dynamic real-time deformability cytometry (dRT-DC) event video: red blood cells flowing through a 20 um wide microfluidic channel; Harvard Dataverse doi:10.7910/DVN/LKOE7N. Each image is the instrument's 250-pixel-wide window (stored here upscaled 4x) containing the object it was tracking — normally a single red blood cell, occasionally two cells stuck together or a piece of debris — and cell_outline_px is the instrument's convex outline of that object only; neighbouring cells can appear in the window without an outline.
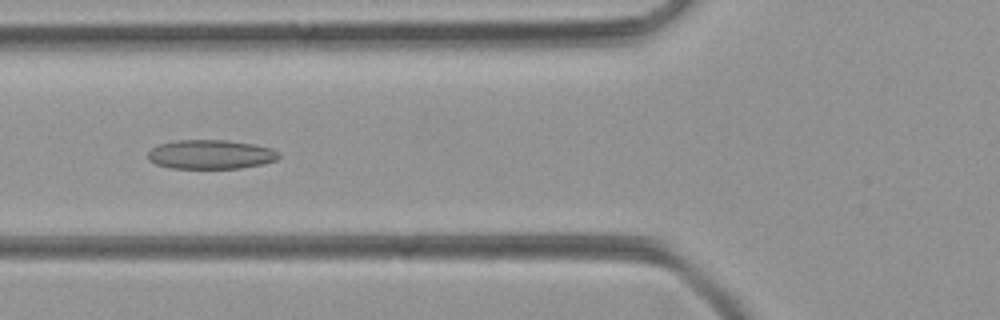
{"species": "common noctule bat (a hibernating species)", "species_latin": "Nyctalus noctula", "temperature_condition": "room temperature", "stored_images_in_passage": 40, "camera_frame_rate_fps": 3000, "um_per_image_px": 0.085, "animal": {"sex": "female", "body_mass_g": 21.9}, "frame": {"image": 1, "passage_image": 9, "time_ms": 2.667, "image_size_px": [1000, 320], "cell_outline_px": [[280, 156], [276, 160], [260, 164], [240, 168], [172, 168], [156, 164], [148, 160], [148, 152], [152, 148], [160, 144], [176, 140], [228, 140], [256, 144], [272, 148], [280, 152]], "centroid_in_image_um": [17.93, 13.12], "position_along_channel_um": 107.9, "area_um2": 22.31}}
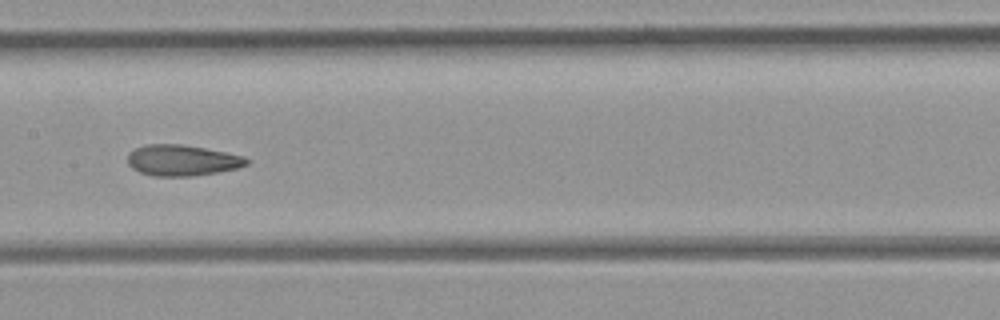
{"frame": {"image": 2, "passage_image": 15, "time_ms": 4.667, "image_size_px": [1000, 320], "cell_outline_px": [[248, 164], [236, 168], [216, 172], [192, 176], [152, 176], [140, 172], [132, 168], [128, 164], [128, 152], [136, 148], [148, 144], [180, 144], [204, 148], [244, 156], [248, 160]], "centroid_in_image_um": [15.44, 13.63], "position_along_channel_um": 192.0, "area_um2": 21.27}}
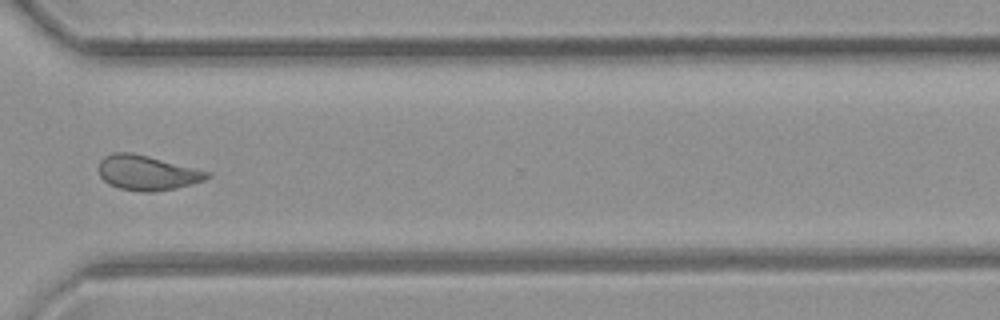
{"frame": {"image": 3, "passage_image": 27, "time_ms": 8.667, "image_size_px": [1000, 320], "cell_outline_px": [[212, 176], [204, 180], [192, 184], [176, 188], [152, 192], [140, 192], [120, 188], [108, 184], [100, 176], [96, 168], [100, 160], [104, 156], [112, 152], [132, 152], [212, 172]], "centroid_in_image_um": [12.48, 14.68], "position_along_channel_um": 358.1, "area_um2": 22.31}}